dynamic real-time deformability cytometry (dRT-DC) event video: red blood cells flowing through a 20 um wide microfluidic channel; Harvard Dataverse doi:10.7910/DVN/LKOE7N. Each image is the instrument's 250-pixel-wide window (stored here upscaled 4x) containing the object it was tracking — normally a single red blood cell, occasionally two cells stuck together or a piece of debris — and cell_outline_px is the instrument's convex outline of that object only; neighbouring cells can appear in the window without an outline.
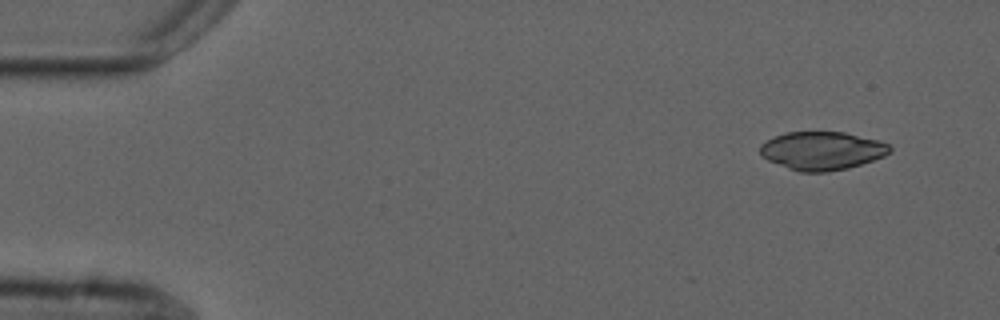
{"species": "common noctule bat (a hibernating species)", "species_latin": "Nyctalus noctula", "temperature_condition": "cold", "stored_images_in_passage": 5, "camera_frame_rate_fps": 3000, "um_per_image_px": 0.085, "animal": {"sex": "male", "forearm_length_mm": 52.5}, "frame": {"image": 1, "passage_image": 1, "time_ms": 0.0, "image_size_px": [1000, 320], "cell_outline_px": [[892, 152], [884, 156], [848, 168], [828, 172], [800, 172], [788, 168], [768, 160], [760, 156], [760, 144], [784, 132], [844, 132], [880, 140], [888, 144], [892, 148]], "centroid_in_image_um": [69.88, 12.81], "position_along_channel_um": 15.1, "area_um2": 29.02}}